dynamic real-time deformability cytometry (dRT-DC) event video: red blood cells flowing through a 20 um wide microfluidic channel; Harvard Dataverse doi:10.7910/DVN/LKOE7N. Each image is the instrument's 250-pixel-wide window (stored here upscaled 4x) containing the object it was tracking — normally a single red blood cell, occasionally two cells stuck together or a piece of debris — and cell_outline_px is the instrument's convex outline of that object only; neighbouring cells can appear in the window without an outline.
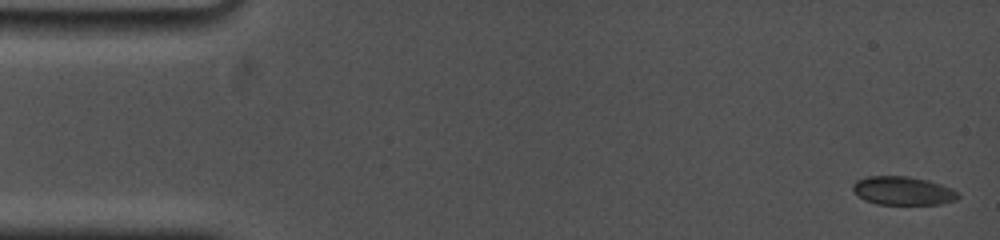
{"species": "common noctule bat (a hibernating species)", "species_latin": "Nyctalus noctula", "temperature_condition": "cold", "stored_images_in_passage": 8, "camera_frame_rate_fps": 5000, "um_per_image_px": 0.085, "animal": {"sex": "female", "body_mass_g": 19.0, "forearm_length_mm": 53.3}, "frame": {"image": 1, "passage_image": 1, "time_ms": 0.0, "image_size_px": [1000, 240], "cell_outline_px": [[960, 196], [956, 200], [940, 204], [876, 204], [864, 200], [852, 188], [852, 184], [856, 180], [868, 176], [908, 176], [928, 180], [952, 188], [960, 192]], "centroid_in_image_um": [76.78, 16.21], "position_along_channel_um": 8.2, "area_um2": 17.57}}
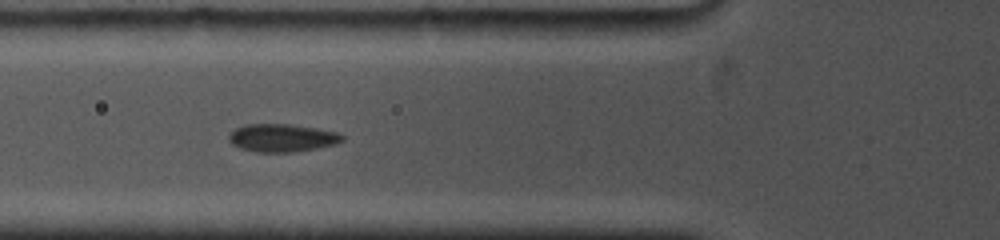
{"frame": {"image": 2, "passage_image": 7, "time_ms": 5.8, "image_size_px": [1000, 240], "cell_outline_px": [[344, 140], [336, 144], [316, 148], [292, 152], [256, 152], [240, 148], [232, 144], [228, 140], [228, 136], [236, 128], [244, 124], [292, 124], [316, 128], [336, 132], [344, 136]], "centroid_in_image_um": [23.96, 11.71], "position_along_channel_um": 101.8, "area_um2": 18.44}}
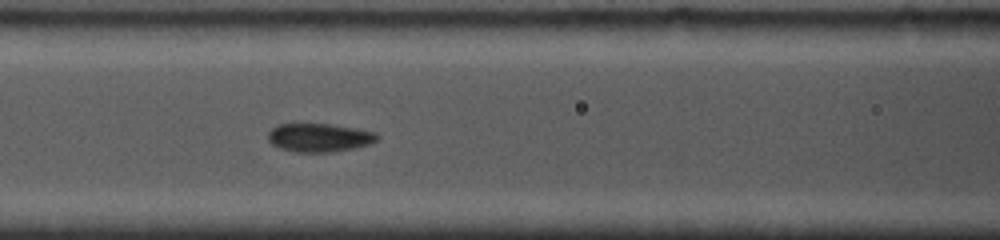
{"frame": {"image": 3, "passage_image": 8, "time_ms": 6.8, "image_size_px": [1000, 240], "cell_outline_px": [[380, 136], [372, 144], [332, 152], [296, 152], [280, 148], [272, 144], [268, 140], [268, 132], [276, 124], [328, 124], [356, 128], [376, 132]], "centroid_in_image_um": [27.14, 11.69], "position_along_channel_um": 139.5, "area_um2": 18.15}}